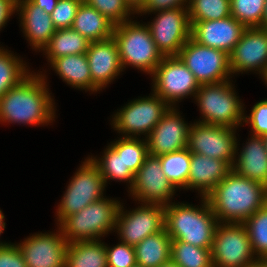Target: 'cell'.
<instances>
[{
    "label": "cell",
    "mask_w": 267,
    "mask_h": 267,
    "mask_svg": "<svg viewBox=\"0 0 267 267\" xmlns=\"http://www.w3.org/2000/svg\"><path fill=\"white\" fill-rule=\"evenodd\" d=\"M166 178L174 188H186L190 172L191 152L188 148L158 156Z\"/></svg>",
    "instance_id": "obj_29"
},
{
    "label": "cell",
    "mask_w": 267,
    "mask_h": 267,
    "mask_svg": "<svg viewBox=\"0 0 267 267\" xmlns=\"http://www.w3.org/2000/svg\"><path fill=\"white\" fill-rule=\"evenodd\" d=\"M83 0H58L51 19L56 30L72 28L77 10Z\"/></svg>",
    "instance_id": "obj_38"
},
{
    "label": "cell",
    "mask_w": 267,
    "mask_h": 267,
    "mask_svg": "<svg viewBox=\"0 0 267 267\" xmlns=\"http://www.w3.org/2000/svg\"><path fill=\"white\" fill-rule=\"evenodd\" d=\"M19 60L0 48V97L29 75Z\"/></svg>",
    "instance_id": "obj_35"
},
{
    "label": "cell",
    "mask_w": 267,
    "mask_h": 267,
    "mask_svg": "<svg viewBox=\"0 0 267 267\" xmlns=\"http://www.w3.org/2000/svg\"><path fill=\"white\" fill-rule=\"evenodd\" d=\"M108 267H133L137 265L134 246L121 242L113 248L106 246Z\"/></svg>",
    "instance_id": "obj_39"
},
{
    "label": "cell",
    "mask_w": 267,
    "mask_h": 267,
    "mask_svg": "<svg viewBox=\"0 0 267 267\" xmlns=\"http://www.w3.org/2000/svg\"><path fill=\"white\" fill-rule=\"evenodd\" d=\"M252 267H267V259H256Z\"/></svg>",
    "instance_id": "obj_47"
},
{
    "label": "cell",
    "mask_w": 267,
    "mask_h": 267,
    "mask_svg": "<svg viewBox=\"0 0 267 267\" xmlns=\"http://www.w3.org/2000/svg\"><path fill=\"white\" fill-rule=\"evenodd\" d=\"M195 97L204 117L201 123L234 129L244 121L242 103L229 81L200 85Z\"/></svg>",
    "instance_id": "obj_6"
},
{
    "label": "cell",
    "mask_w": 267,
    "mask_h": 267,
    "mask_svg": "<svg viewBox=\"0 0 267 267\" xmlns=\"http://www.w3.org/2000/svg\"><path fill=\"white\" fill-rule=\"evenodd\" d=\"M172 239L164 228L149 235L134 246L137 265L141 267H158L170 260Z\"/></svg>",
    "instance_id": "obj_26"
},
{
    "label": "cell",
    "mask_w": 267,
    "mask_h": 267,
    "mask_svg": "<svg viewBox=\"0 0 267 267\" xmlns=\"http://www.w3.org/2000/svg\"><path fill=\"white\" fill-rule=\"evenodd\" d=\"M200 85L228 81L231 74L229 54L201 45L191 37L178 54Z\"/></svg>",
    "instance_id": "obj_8"
},
{
    "label": "cell",
    "mask_w": 267,
    "mask_h": 267,
    "mask_svg": "<svg viewBox=\"0 0 267 267\" xmlns=\"http://www.w3.org/2000/svg\"><path fill=\"white\" fill-rule=\"evenodd\" d=\"M84 2L98 10L114 25L127 21V16L131 12L124 0H84Z\"/></svg>",
    "instance_id": "obj_37"
},
{
    "label": "cell",
    "mask_w": 267,
    "mask_h": 267,
    "mask_svg": "<svg viewBox=\"0 0 267 267\" xmlns=\"http://www.w3.org/2000/svg\"><path fill=\"white\" fill-rule=\"evenodd\" d=\"M86 56L92 82L99 89L105 87L122 71L118 47L113 37L104 41L90 42Z\"/></svg>",
    "instance_id": "obj_20"
},
{
    "label": "cell",
    "mask_w": 267,
    "mask_h": 267,
    "mask_svg": "<svg viewBox=\"0 0 267 267\" xmlns=\"http://www.w3.org/2000/svg\"><path fill=\"white\" fill-rule=\"evenodd\" d=\"M254 252L243 223L217 224L211 247L213 267H252Z\"/></svg>",
    "instance_id": "obj_7"
},
{
    "label": "cell",
    "mask_w": 267,
    "mask_h": 267,
    "mask_svg": "<svg viewBox=\"0 0 267 267\" xmlns=\"http://www.w3.org/2000/svg\"><path fill=\"white\" fill-rule=\"evenodd\" d=\"M33 4L40 7L47 14H51L55 9L58 0H30Z\"/></svg>",
    "instance_id": "obj_44"
},
{
    "label": "cell",
    "mask_w": 267,
    "mask_h": 267,
    "mask_svg": "<svg viewBox=\"0 0 267 267\" xmlns=\"http://www.w3.org/2000/svg\"><path fill=\"white\" fill-rule=\"evenodd\" d=\"M266 0H230L231 16L246 28H262Z\"/></svg>",
    "instance_id": "obj_36"
},
{
    "label": "cell",
    "mask_w": 267,
    "mask_h": 267,
    "mask_svg": "<svg viewBox=\"0 0 267 267\" xmlns=\"http://www.w3.org/2000/svg\"><path fill=\"white\" fill-rule=\"evenodd\" d=\"M264 138V142H265V145H266V149H267V134L263 136Z\"/></svg>",
    "instance_id": "obj_50"
},
{
    "label": "cell",
    "mask_w": 267,
    "mask_h": 267,
    "mask_svg": "<svg viewBox=\"0 0 267 267\" xmlns=\"http://www.w3.org/2000/svg\"><path fill=\"white\" fill-rule=\"evenodd\" d=\"M262 28H267V0L264 5V13L262 17Z\"/></svg>",
    "instance_id": "obj_46"
},
{
    "label": "cell",
    "mask_w": 267,
    "mask_h": 267,
    "mask_svg": "<svg viewBox=\"0 0 267 267\" xmlns=\"http://www.w3.org/2000/svg\"><path fill=\"white\" fill-rule=\"evenodd\" d=\"M207 199L217 220L243 223L267 202V187L231 170Z\"/></svg>",
    "instance_id": "obj_1"
},
{
    "label": "cell",
    "mask_w": 267,
    "mask_h": 267,
    "mask_svg": "<svg viewBox=\"0 0 267 267\" xmlns=\"http://www.w3.org/2000/svg\"><path fill=\"white\" fill-rule=\"evenodd\" d=\"M16 10V0H0V29L5 26L9 16Z\"/></svg>",
    "instance_id": "obj_43"
},
{
    "label": "cell",
    "mask_w": 267,
    "mask_h": 267,
    "mask_svg": "<svg viewBox=\"0 0 267 267\" xmlns=\"http://www.w3.org/2000/svg\"><path fill=\"white\" fill-rule=\"evenodd\" d=\"M123 213L120 205L114 229L119 231L121 241L128 245L135 246L165 228V205L146 203L126 215Z\"/></svg>",
    "instance_id": "obj_13"
},
{
    "label": "cell",
    "mask_w": 267,
    "mask_h": 267,
    "mask_svg": "<svg viewBox=\"0 0 267 267\" xmlns=\"http://www.w3.org/2000/svg\"><path fill=\"white\" fill-rule=\"evenodd\" d=\"M112 37L118 47L122 69L129 64L152 74L164 58L147 25L125 21L114 26Z\"/></svg>",
    "instance_id": "obj_4"
},
{
    "label": "cell",
    "mask_w": 267,
    "mask_h": 267,
    "mask_svg": "<svg viewBox=\"0 0 267 267\" xmlns=\"http://www.w3.org/2000/svg\"><path fill=\"white\" fill-rule=\"evenodd\" d=\"M170 259L179 267H213L211 249L171 241Z\"/></svg>",
    "instance_id": "obj_30"
},
{
    "label": "cell",
    "mask_w": 267,
    "mask_h": 267,
    "mask_svg": "<svg viewBox=\"0 0 267 267\" xmlns=\"http://www.w3.org/2000/svg\"><path fill=\"white\" fill-rule=\"evenodd\" d=\"M230 0H189L190 21L223 19L231 16Z\"/></svg>",
    "instance_id": "obj_33"
},
{
    "label": "cell",
    "mask_w": 267,
    "mask_h": 267,
    "mask_svg": "<svg viewBox=\"0 0 267 267\" xmlns=\"http://www.w3.org/2000/svg\"><path fill=\"white\" fill-rule=\"evenodd\" d=\"M131 193L142 202L168 205L175 188L162 170L160 158L148 155L135 174Z\"/></svg>",
    "instance_id": "obj_15"
},
{
    "label": "cell",
    "mask_w": 267,
    "mask_h": 267,
    "mask_svg": "<svg viewBox=\"0 0 267 267\" xmlns=\"http://www.w3.org/2000/svg\"><path fill=\"white\" fill-rule=\"evenodd\" d=\"M60 234H36L18 245L27 267H65L68 242Z\"/></svg>",
    "instance_id": "obj_18"
},
{
    "label": "cell",
    "mask_w": 267,
    "mask_h": 267,
    "mask_svg": "<svg viewBox=\"0 0 267 267\" xmlns=\"http://www.w3.org/2000/svg\"><path fill=\"white\" fill-rule=\"evenodd\" d=\"M0 267H27L18 245L0 243Z\"/></svg>",
    "instance_id": "obj_41"
},
{
    "label": "cell",
    "mask_w": 267,
    "mask_h": 267,
    "mask_svg": "<svg viewBox=\"0 0 267 267\" xmlns=\"http://www.w3.org/2000/svg\"><path fill=\"white\" fill-rule=\"evenodd\" d=\"M127 6L136 13H140L143 9L146 0H124Z\"/></svg>",
    "instance_id": "obj_45"
},
{
    "label": "cell",
    "mask_w": 267,
    "mask_h": 267,
    "mask_svg": "<svg viewBox=\"0 0 267 267\" xmlns=\"http://www.w3.org/2000/svg\"><path fill=\"white\" fill-rule=\"evenodd\" d=\"M65 267H108L106 246L98 240L68 243Z\"/></svg>",
    "instance_id": "obj_27"
},
{
    "label": "cell",
    "mask_w": 267,
    "mask_h": 267,
    "mask_svg": "<svg viewBox=\"0 0 267 267\" xmlns=\"http://www.w3.org/2000/svg\"><path fill=\"white\" fill-rule=\"evenodd\" d=\"M103 160L98 161L96 158L92 159L93 162L99 167V171L105 181L108 179L124 180L131 183L130 188L133 185L135 175L126 169L123 161V152H116L110 145L104 152Z\"/></svg>",
    "instance_id": "obj_34"
},
{
    "label": "cell",
    "mask_w": 267,
    "mask_h": 267,
    "mask_svg": "<svg viewBox=\"0 0 267 267\" xmlns=\"http://www.w3.org/2000/svg\"><path fill=\"white\" fill-rule=\"evenodd\" d=\"M233 130L229 127L197 122L189 128L187 148L191 153L223 160L232 168L237 151Z\"/></svg>",
    "instance_id": "obj_10"
},
{
    "label": "cell",
    "mask_w": 267,
    "mask_h": 267,
    "mask_svg": "<svg viewBox=\"0 0 267 267\" xmlns=\"http://www.w3.org/2000/svg\"><path fill=\"white\" fill-rule=\"evenodd\" d=\"M243 224L247 229L253 252H257L259 259H267V202Z\"/></svg>",
    "instance_id": "obj_31"
},
{
    "label": "cell",
    "mask_w": 267,
    "mask_h": 267,
    "mask_svg": "<svg viewBox=\"0 0 267 267\" xmlns=\"http://www.w3.org/2000/svg\"><path fill=\"white\" fill-rule=\"evenodd\" d=\"M4 215L2 214V211L0 210V234L5 228V223L3 222Z\"/></svg>",
    "instance_id": "obj_49"
},
{
    "label": "cell",
    "mask_w": 267,
    "mask_h": 267,
    "mask_svg": "<svg viewBox=\"0 0 267 267\" xmlns=\"http://www.w3.org/2000/svg\"><path fill=\"white\" fill-rule=\"evenodd\" d=\"M263 78L265 79L266 83H267V71L265 72V74L263 75Z\"/></svg>",
    "instance_id": "obj_51"
},
{
    "label": "cell",
    "mask_w": 267,
    "mask_h": 267,
    "mask_svg": "<svg viewBox=\"0 0 267 267\" xmlns=\"http://www.w3.org/2000/svg\"><path fill=\"white\" fill-rule=\"evenodd\" d=\"M154 93L167 104L196 95L200 84L179 56H164L153 71ZM183 97V98H182Z\"/></svg>",
    "instance_id": "obj_11"
},
{
    "label": "cell",
    "mask_w": 267,
    "mask_h": 267,
    "mask_svg": "<svg viewBox=\"0 0 267 267\" xmlns=\"http://www.w3.org/2000/svg\"><path fill=\"white\" fill-rule=\"evenodd\" d=\"M154 22L147 25L163 56H177L191 37L188 9L183 7L159 11Z\"/></svg>",
    "instance_id": "obj_12"
},
{
    "label": "cell",
    "mask_w": 267,
    "mask_h": 267,
    "mask_svg": "<svg viewBox=\"0 0 267 267\" xmlns=\"http://www.w3.org/2000/svg\"><path fill=\"white\" fill-rule=\"evenodd\" d=\"M252 136L232 170L239 176L258 181L267 187V149L264 138Z\"/></svg>",
    "instance_id": "obj_23"
},
{
    "label": "cell",
    "mask_w": 267,
    "mask_h": 267,
    "mask_svg": "<svg viewBox=\"0 0 267 267\" xmlns=\"http://www.w3.org/2000/svg\"><path fill=\"white\" fill-rule=\"evenodd\" d=\"M250 117L244 118L245 122L251 124L253 134L264 136L267 134V99L256 103L251 110Z\"/></svg>",
    "instance_id": "obj_40"
},
{
    "label": "cell",
    "mask_w": 267,
    "mask_h": 267,
    "mask_svg": "<svg viewBox=\"0 0 267 267\" xmlns=\"http://www.w3.org/2000/svg\"><path fill=\"white\" fill-rule=\"evenodd\" d=\"M42 75H28L0 97V121L41 124L54 118L50 94Z\"/></svg>",
    "instance_id": "obj_2"
},
{
    "label": "cell",
    "mask_w": 267,
    "mask_h": 267,
    "mask_svg": "<svg viewBox=\"0 0 267 267\" xmlns=\"http://www.w3.org/2000/svg\"><path fill=\"white\" fill-rule=\"evenodd\" d=\"M191 38L197 43L231 54L246 27L232 16L206 21H190Z\"/></svg>",
    "instance_id": "obj_16"
},
{
    "label": "cell",
    "mask_w": 267,
    "mask_h": 267,
    "mask_svg": "<svg viewBox=\"0 0 267 267\" xmlns=\"http://www.w3.org/2000/svg\"><path fill=\"white\" fill-rule=\"evenodd\" d=\"M171 106L155 93L149 98L136 99L117 112L114 127L119 132L132 135L150 134Z\"/></svg>",
    "instance_id": "obj_14"
},
{
    "label": "cell",
    "mask_w": 267,
    "mask_h": 267,
    "mask_svg": "<svg viewBox=\"0 0 267 267\" xmlns=\"http://www.w3.org/2000/svg\"><path fill=\"white\" fill-rule=\"evenodd\" d=\"M16 9L21 11V24L28 40L34 48L44 49L56 31L51 15L30 0H16Z\"/></svg>",
    "instance_id": "obj_22"
},
{
    "label": "cell",
    "mask_w": 267,
    "mask_h": 267,
    "mask_svg": "<svg viewBox=\"0 0 267 267\" xmlns=\"http://www.w3.org/2000/svg\"><path fill=\"white\" fill-rule=\"evenodd\" d=\"M136 138V136L127 135L110 145L116 152H123L125 167L130 169L134 175L149 155L147 141L143 142Z\"/></svg>",
    "instance_id": "obj_32"
},
{
    "label": "cell",
    "mask_w": 267,
    "mask_h": 267,
    "mask_svg": "<svg viewBox=\"0 0 267 267\" xmlns=\"http://www.w3.org/2000/svg\"><path fill=\"white\" fill-rule=\"evenodd\" d=\"M119 206L117 201L101 198L66 217L59 229L68 243L98 240L115 227Z\"/></svg>",
    "instance_id": "obj_5"
},
{
    "label": "cell",
    "mask_w": 267,
    "mask_h": 267,
    "mask_svg": "<svg viewBox=\"0 0 267 267\" xmlns=\"http://www.w3.org/2000/svg\"><path fill=\"white\" fill-rule=\"evenodd\" d=\"M51 64L57 74L73 87L91 91L99 90L92 82L86 54H72L55 58Z\"/></svg>",
    "instance_id": "obj_25"
},
{
    "label": "cell",
    "mask_w": 267,
    "mask_h": 267,
    "mask_svg": "<svg viewBox=\"0 0 267 267\" xmlns=\"http://www.w3.org/2000/svg\"><path fill=\"white\" fill-rule=\"evenodd\" d=\"M105 181L92 158L87 159L72 178L57 211L60 223L81 209L103 198Z\"/></svg>",
    "instance_id": "obj_9"
},
{
    "label": "cell",
    "mask_w": 267,
    "mask_h": 267,
    "mask_svg": "<svg viewBox=\"0 0 267 267\" xmlns=\"http://www.w3.org/2000/svg\"><path fill=\"white\" fill-rule=\"evenodd\" d=\"M114 24L84 1L80 4L72 28L90 42L112 38Z\"/></svg>",
    "instance_id": "obj_24"
},
{
    "label": "cell",
    "mask_w": 267,
    "mask_h": 267,
    "mask_svg": "<svg viewBox=\"0 0 267 267\" xmlns=\"http://www.w3.org/2000/svg\"><path fill=\"white\" fill-rule=\"evenodd\" d=\"M187 0H146L140 13L170 10L182 7Z\"/></svg>",
    "instance_id": "obj_42"
},
{
    "label": "cell",
    "mask_w": 267,
    "mask_h": 267,
    "mask_svg": "<svg viewBox=\"0 0 267 267\" xmlns=\"http://www.w3.org/2000/svg\"><path fill=\"white\" fill-rule=\"evenodd\" d=\"M202 208L187 204L165 205V229L172 241L211 249L218 223L207 197Z\"/></svg>",
    "instance_id": "obj_3"
},
{
    "label": "cell",
    "mask_w": 267,
    "mask_h": 267,
    "mask_svg": "<svg viewBox=\"0 0 267 267\" xmlns=\"http://www.w3.org/2000/svg\"><path fill=\"white\" fill-rule=\"evenodd\" d=\"M231 73L259 70L267 71V28H246L229 55Z\"/></svg>",
    "instance_id": "obj_17"
},
{
    "label": "cell",
    "mask_w": 267,
    "mask_h": 267,
    "mask_svg": "<svg viewBox=\"0 0 267 267\" xmlns=\"http://www.w3.org/2000/svg\"><path fill=\"white\" fill-rule=\"evenodd\" d=\"M90 41L73 28L58 29L51 37L46 50L50 63L55 58L72 54H86Z\"/></svg>",
    "instance_id": "obj_28"
},
{
    "label": "cell",
    "mask_w": 267,
    "mask_h": 267,
    "mask_svg": "<svg viewBox=\"0 0 267 267\" xmlns=\"http://www.w3.org/2000/svg\"><path fill=\"white\" fill-rule=\"evenodd\" d=\"M173 107L164 114L147 137L148 153L161 156L182 150L188 144V126Z\"/></svg>",
    "instance_id": "obj_19"
},
{
    "label": "cell",
    "mask_w": 267,
    "mask_h": 267,
    "mask_svg": "<svg viewBox=\"0 0 267 267\" xmlns=\"http://www.w3.org/2000/svg\"><path fill=\"white\" fill-rule=\"evenodd\" d=\"M158 267H179V266L170 259L168 262H165Z\"/></svg>",
    "instance_id": "obj_48"
},
{
    "label": "cell",
    "mask_w": 267,
    "mask_h": 267,
    "mask_svg": "<svg viewBox=\"0 0 267 267\" xmlns=\"http://www.w3.org/2000/svg\"><path fill=\"white\" fill-rule=\"evenodd\" d=\"M232 168L223 160L191 153L188 188H198L202 197H207Z\"/></svg>",
    "instance_id": "obj_21"
}]
</instances>
